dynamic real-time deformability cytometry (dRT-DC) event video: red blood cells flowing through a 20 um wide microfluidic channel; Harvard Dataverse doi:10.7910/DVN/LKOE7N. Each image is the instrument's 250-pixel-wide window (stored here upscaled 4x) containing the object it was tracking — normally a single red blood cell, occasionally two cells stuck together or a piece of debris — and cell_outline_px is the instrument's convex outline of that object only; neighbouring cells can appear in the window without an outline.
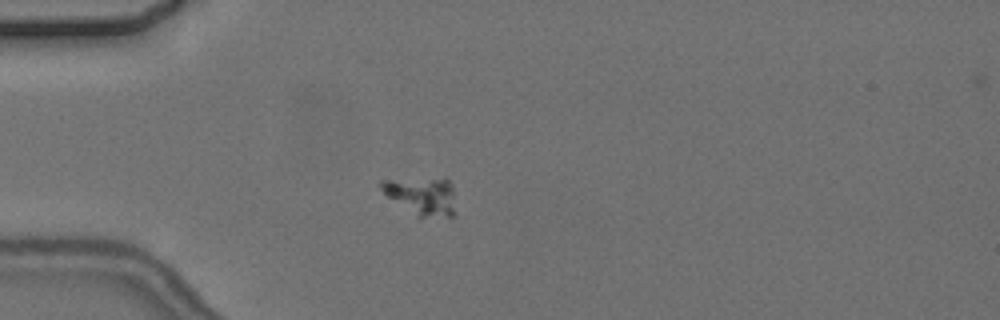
{"species": "common noctule bat (a hibernating species)", "species_latin": "Nyctalus noctula", "temperature_condition": "cold", "stored_images_in_passage": 4, "camera_frame_rate_fps": 3000, "um_per_image_px": 0.085, "animal": {"sex": "female", "body_mass_g": 24.6, "forearm_length_mm": 56.2}, "frame": {"image": 1, "passage_image": 4, "time_ms": 3.667, "image_size_px": [1000, 320], "cell_outline_px": [[456, 216], [416, 216], [388, 196], [376, 184], [380, 180], [444, 176], [448, 176], [452, 184]], "centroid_in_image_um": [35.89, 16.58], "position_along_channel_um": 49.1, "area_um2": 16.94}}